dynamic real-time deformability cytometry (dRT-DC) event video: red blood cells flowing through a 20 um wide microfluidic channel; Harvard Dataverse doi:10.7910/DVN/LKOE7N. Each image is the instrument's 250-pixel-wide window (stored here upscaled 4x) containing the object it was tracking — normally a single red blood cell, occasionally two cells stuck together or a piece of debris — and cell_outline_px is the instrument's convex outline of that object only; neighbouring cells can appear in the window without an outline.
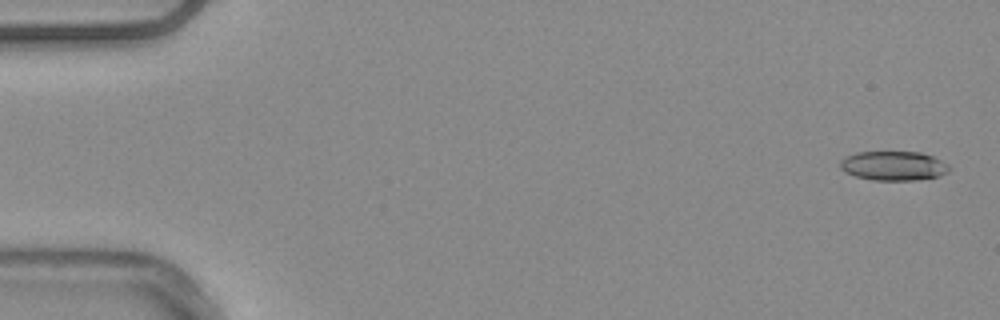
{"species": "common noctule bat (a hibernating species)", "species_latin": "Nyctalus noctula", "temperature_condition": "warm", "stored_images_in_passage": 15, "camera_frame_rate_fps": 3000, "um_per_image_px": 0.085, "animal": {"sex": "male", "body_mass_g": 20.4}, "frame": {"image": 1, "passage_image": 2, "time_ms": 0.333, "image_size_px": [1000, 320], "cell_outline_px": [[952, 168], [948, 172], [940, 176], [916, 180], [872, 180], [856, 176], [840, 168], [840, 160], [856, 152], [920, 152], [932, 156], [948, 164]], "centroid_in_image_um": [75.99, 14.09], "position_along_channel_um": 9.0, "area_um2": 18.55}}
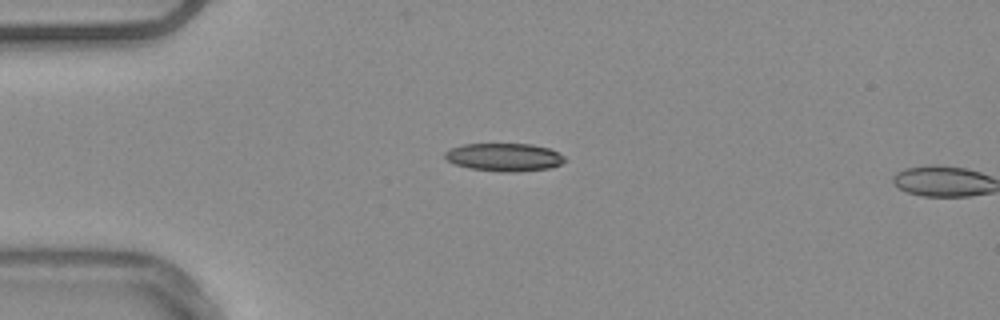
{"frame": {"image": 2, "passage_image": 14, "time_ms": 4.333, "image_size_px": [1000, 320], "cell_outline_px": [[564, 160], [560, 164], [552, 168], [516, 172], [500, 172], [468, 168], [456, 164], [448, 160], [444, 156], [444, 152], [452, 148], [464, 144], [532, 144], [548, 148], [564, 156]], "centroid_in_image_um": [42.86, 13.37], "position_along_channel_um": 42.1, "area_um2": 19.48}}